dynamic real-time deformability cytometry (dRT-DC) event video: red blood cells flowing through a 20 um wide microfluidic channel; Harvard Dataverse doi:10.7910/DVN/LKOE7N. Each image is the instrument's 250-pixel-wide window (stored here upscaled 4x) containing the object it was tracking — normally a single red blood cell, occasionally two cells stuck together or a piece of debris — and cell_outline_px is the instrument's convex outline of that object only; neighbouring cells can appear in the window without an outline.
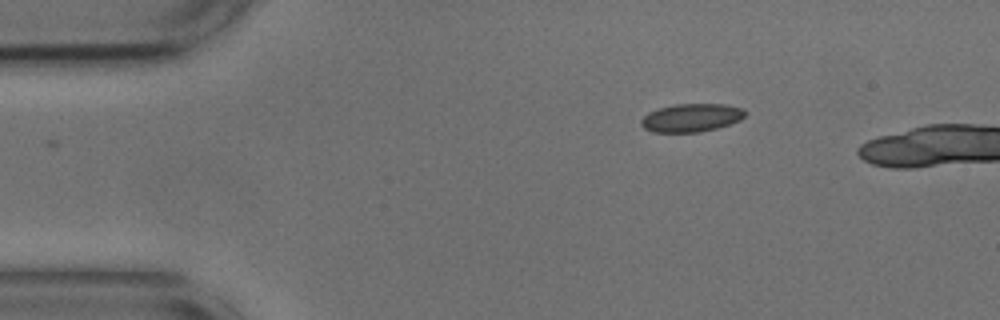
{"species": "common noctule bat (a hibernating species)", "species_latin": "Nyctalus noctula", "temperature_condition": "cold", "stored_images_in_passage": 5, "camera_frame_rate_fps": 3000, "um_per_image_px": 0.085, "animal": {"sex": "male", "body_mass_g": 17.9, "forearm_length_mm": 54.2}, "frame": {"image": 1, "passage_image": 1, "time_ms": 0.0, "image_size_px": [1000, 320], "cell_outline_px": [[744, 116], [740, 120], [716, 128], [700, 132], [652, 132], [644, 128], [640, 124], [640, 120], [648, 112], [660, 108], [676, 104], [724, 104], [744, 108]], "centroid_in_image_um": [58.74, 10.01], "position_along_channel_um": 26.3, "area_um2": 16.99}}